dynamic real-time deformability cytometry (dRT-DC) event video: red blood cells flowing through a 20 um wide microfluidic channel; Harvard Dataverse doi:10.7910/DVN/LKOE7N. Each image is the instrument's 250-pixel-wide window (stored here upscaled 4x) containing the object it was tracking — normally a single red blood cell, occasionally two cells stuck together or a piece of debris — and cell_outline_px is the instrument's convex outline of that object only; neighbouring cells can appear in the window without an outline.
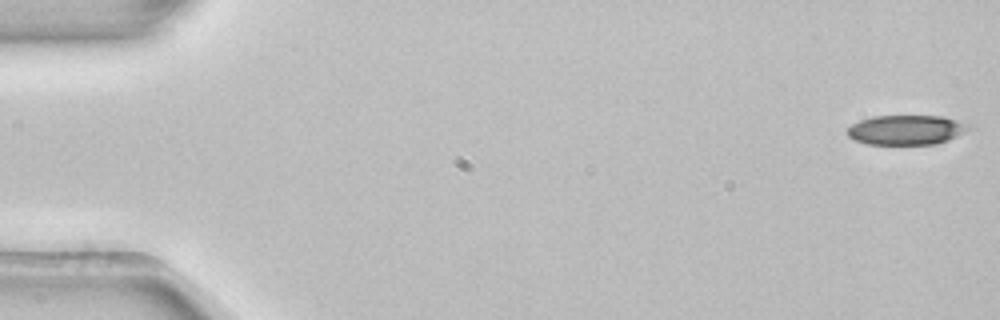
{"species": "common noctule bat (a hibernating species)", "species_latin": "Nyctalus noctula", "temperature_condition": "room temperature", "stored_images_in_passage": 11, "camera_frame_rate_fps": 3000, "um_per_image_px": 0.085, "animal": {"sex": "female", "body_mass_g": 22.7, "forearm_length_mm": 54.2}, "frame": {"image": 1, "passage_image": 1, "time_ms": 0.0, "image_size_px": [1000, 320], "cell_outline_px": [[976, 124], [972, 128], [948, 140], [936, 144], [868, 144], [856, 140], [848, 136], [848, 128], [852, 124], [860, 120], [872, 116], [944, 116]], "centroid_in_image_um": [77.12, 11.02], "position_along_channel_um": 7.9, "area_um2": 21.21}}